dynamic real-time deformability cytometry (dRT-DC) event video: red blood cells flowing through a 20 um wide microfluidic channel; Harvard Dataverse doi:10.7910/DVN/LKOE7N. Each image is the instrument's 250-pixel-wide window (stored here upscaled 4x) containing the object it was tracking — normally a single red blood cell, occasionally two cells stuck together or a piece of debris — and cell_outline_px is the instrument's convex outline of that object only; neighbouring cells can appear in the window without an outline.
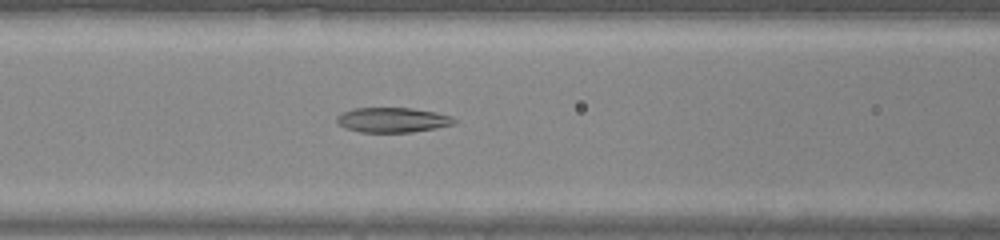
{"species": "common noctule bat (a hibernating species)", "species_latin": "Nyctalus noctula", "temperature_condition": "warm", "stored_images_in_passage": 39, "camera_frame_rate_fps": 3000, "um_per_image_px": 0.085, "animal": {"sex": "male", "body_mass_g": 20.0, "forearm_length_mm": 53.3}, "frame": {"image": 1, "passage_image": 13, "time_ms": 4.0, "image_size_px": [1000, 240], "cell_outline_px": [[456, 124], [436, 128], [412, 132], [360, 132], [344, 128], [336, 124], [336, 116], [352, 108], [412, 108], [436, 112], [452, 116], [456, 120]], "centroid_in_image_um": [33.36, 10.2], "position_along_channel_um": 133.2, "area_um2": 17.22}}
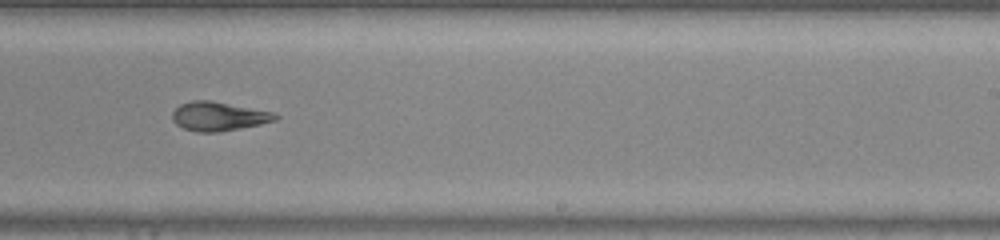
{"frame": {"image": 2, "passage_image": 22, "time_ms": 7.0, "image_size_px": [1000, 240], "cell_outline_px": [[280, 116], [276, 120], [260, 124], [220, 132], [196, 132], [184, 128], [176, 124], [172, 120], [172, 112], [180, 104], [192, 100], [208, 100], [276, 112]], "centroid_in_image_um": [18.59, 9.88], "position_along_channel_um": 270.4, "area_um2": 17.46}}
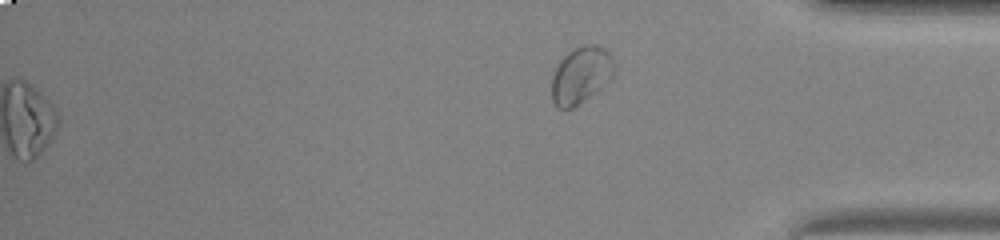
{"frame": {"image": 3, "passage_image": 39, "time_ms": 12.667, "image_size_px": [1000, 240], "cell_outline_px": [[616, 68], [612, 80], [572, 108], [556, 108], [552, 100], [552, 76], [560, 60], [568, 52], [584, 44], [596, 44], [604, 48], [612, 56], [616, 64]], "centroid_in_image_um": [49.42, 6.36], "position_along_channel_um": 385.8, "area_um2": 20.87}}